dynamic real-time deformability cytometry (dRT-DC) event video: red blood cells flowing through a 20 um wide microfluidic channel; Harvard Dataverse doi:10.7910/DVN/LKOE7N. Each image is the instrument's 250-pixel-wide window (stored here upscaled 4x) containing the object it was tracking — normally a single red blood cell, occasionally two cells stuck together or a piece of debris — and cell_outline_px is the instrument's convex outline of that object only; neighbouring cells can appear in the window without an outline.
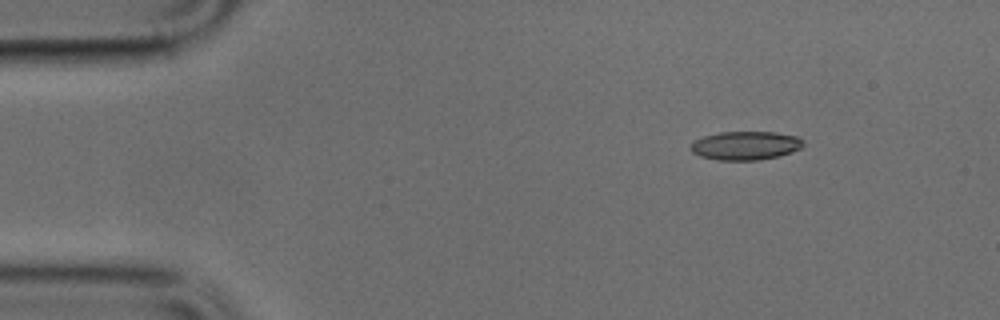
{"species": "common noctule bat (a hibernating species)", "species_latin": "Nyctalus noctula", "temperature_condition": "cold", "stored_images_in_passage": 44, "camera_frame_rate_fps": 3000, "um_per_image_px": 0.085, "animal": {"sex": "male", "body_mass_g": 17.9, "forearm_length_mm": 54.2}, "frame": {"image": 1, "passage_image": 1, "time_ms": 0.0, "image_size_px": [1000, 320], "cell_outline_px": [[804, 144], [800, 148], [792, 152], [760, 160], [716, 160], [700, 156], [692, 152], [688, 148], [688, 144], [692, 140], [704, 136], [720, 132], [776, 132], [796, 136], [804, 140]], "centroid_in_image_um": [63.31, 12.37], "position_along_channel_um": 21.7, "area_um2": 19.02}}
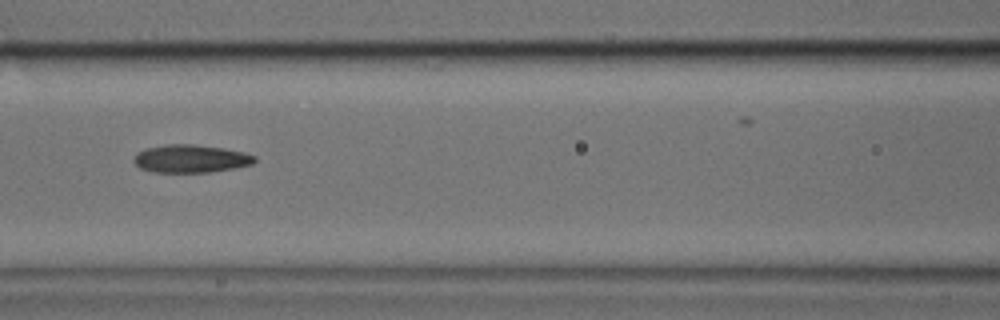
{"frame": {"image": 2, "passage_image": 16, "time_ms": 5.0, "image_size_px": [1000, 320], "cell_outline_px": [[256, 160], [252, 164], [236, 168], [212, 172], [152, 172], [140, 168], [132, 160], [136, 152], [148, 148], [168, 144], [192, 144], [224, 148], [244, 152], [256, 156]], "centroid_in_image_um": [16.22, 13.49], "position_along_channel_um": 150.4, "area_um2": 19.77}}
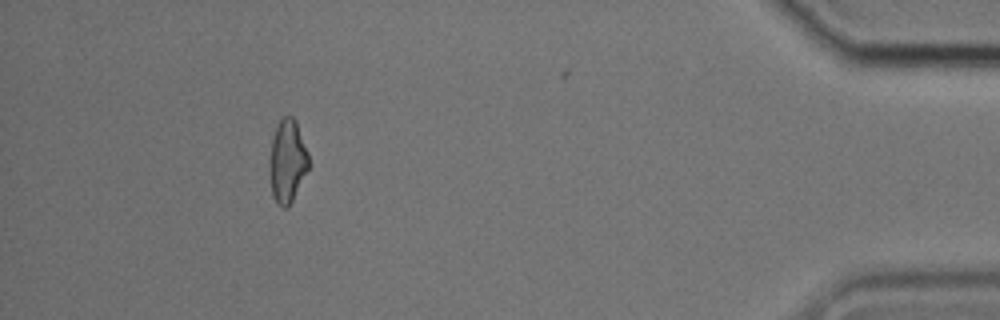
{"frame": {"image": 3, "passage_image": 40, "time_ms": 13.0, "image_size_px": [1000, 320], "cell_outline_px": [[308, 168], [288, 208], [284, 208], [276, 204], [272, 196], [268, 172], [268, 164], [272, 136], [280, 120], [284, 116], [292, 116], [296, 120], [308, 152]], "centroid_in_image_um": [24.38, 13.71], "position_along_channel_um": 410.8, "area_um2": 19.13}}